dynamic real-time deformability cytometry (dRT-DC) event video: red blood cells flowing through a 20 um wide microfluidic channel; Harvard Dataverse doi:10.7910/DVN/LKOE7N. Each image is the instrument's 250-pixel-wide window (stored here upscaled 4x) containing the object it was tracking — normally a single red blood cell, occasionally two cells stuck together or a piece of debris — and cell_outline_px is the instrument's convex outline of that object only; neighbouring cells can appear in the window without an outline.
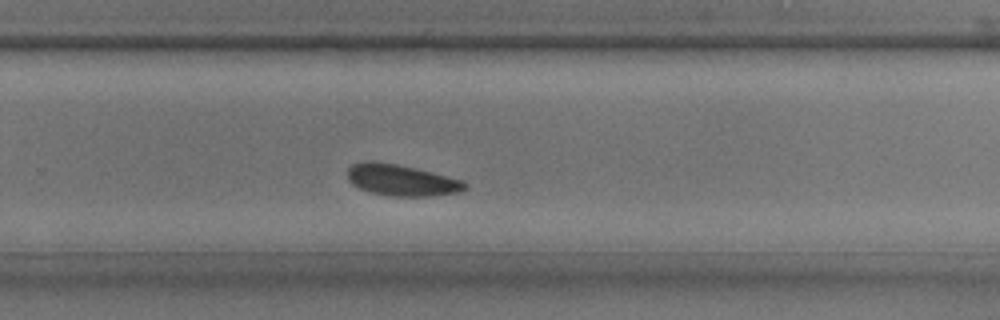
{"species": "common noctule bat (a hibernating species)", "species_latin": "Nyctalus noctula", "temperature_condition": "room temperature", "stored_images_in_passage": 30, "camera_frame_rate_fps": 3000, "um_per_image_px": 0.085, "animal": {"sex": "male", "body_mass_g": 17.9, "forearm_length_mm": 54.2}, "frame": {"image": 1, "passage_image": 18, "time_ms": 5.667, "image_size_px": [1000, 320], "cell_outline_px": [[468, 188], [456, 192], [432, 196], [392, 196], [372, 192], [360, 188], [352, 184], [348, 180], [348, 168], [352, 164], [364, 160], [372, 160], [396, 164], [416, 168], [432, 172], [460, 180], [468, 184]], "centroid_in_image_um": [34.09, 15.3], "position_along_channel_um": 295.7, "area_um2": 21.33}}
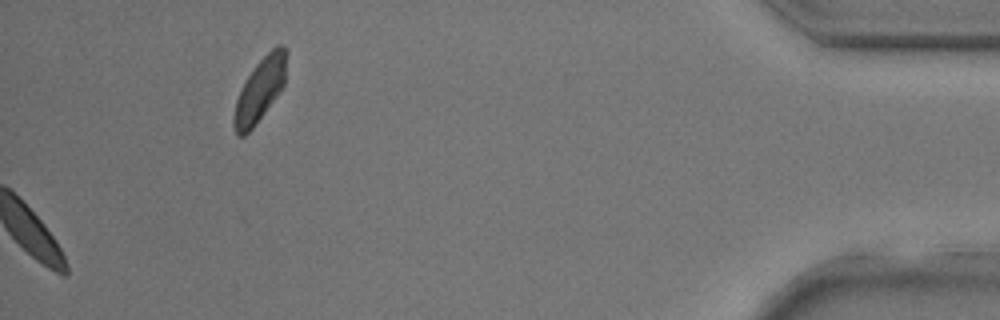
{"frame": {"image": 2, "passage_image": 30, "time_ms": 9.667, "image_size_px": [1000, 320], "cell_outline_px": [[288, 52], [284, 84], [264, 112], [252, 128], [244, 136], [236, 136], [232, 124], [232, 116], [236, 100], [248, 76], [256, 64], [276, 44], [280, 44], [288, 48]], "centroid_in_image_um": [22.09, 7.61], "position_along_channel_um": 413.1, "area_um2": 19.25}}